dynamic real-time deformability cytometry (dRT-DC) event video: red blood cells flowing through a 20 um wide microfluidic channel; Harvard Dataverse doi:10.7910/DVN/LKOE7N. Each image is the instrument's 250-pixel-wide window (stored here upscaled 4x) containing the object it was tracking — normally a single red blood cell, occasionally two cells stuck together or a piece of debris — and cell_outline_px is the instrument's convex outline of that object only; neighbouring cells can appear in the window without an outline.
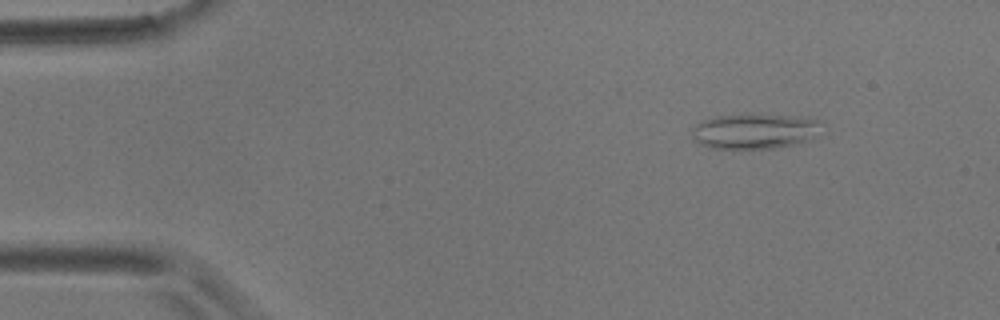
{"species": "common noctule bat (a hibernating species)", "species_latin": "Nyctalus noctula", "temperature_condition": "room temperature", "stored_images_in_passage": 7, "camera_frame_rate_fps": 3000, "um_per_image_px": 0.085, "animal": {"sex": "male", "body_mass_g": 17.9}, "frame": {"image": 1, "passage_image": 3, "time_ms": 2.0, "image_size_px": [1000, 320], "cell_outline_px": [[820, 120], [812, 136], [808, 140], [792, 144], [772, 148], [708, 148], [692, 140], [692, 124], [700, 120], [712, 116], [752, 112], [816, 116]], "centroid_in_image_um": [64.06, 11.08], "position_along_channel_um": 20.9, "area_um2": 27.63}}
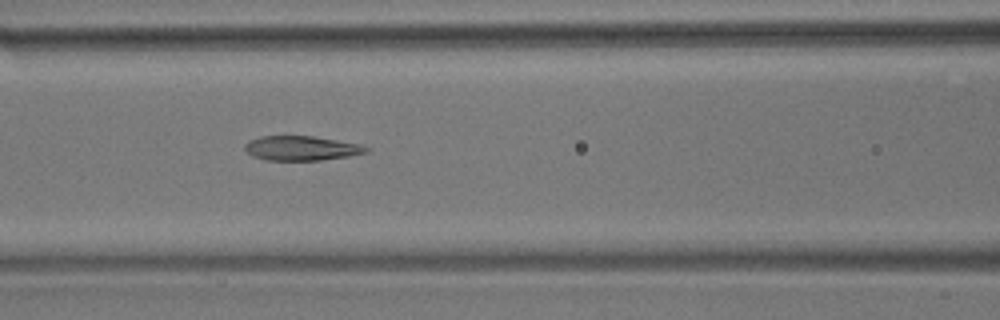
{"frame": {"image": 2, "passage_image": 7, "time_ms": 7.667, "image_size_px": [1000, 320], "cell_outline_px": [[368, 152], [348, 156], [320, 160], [264, 160], [252, 156], [244, 148], [244, 144], [248, 140], [260, 136], [312, 136], [360, 144], [368, 148]], "centroid_in_image_um": [25.57, 12.59], "position_along_channel_um": 141.0, "area_um2": 17.28}}